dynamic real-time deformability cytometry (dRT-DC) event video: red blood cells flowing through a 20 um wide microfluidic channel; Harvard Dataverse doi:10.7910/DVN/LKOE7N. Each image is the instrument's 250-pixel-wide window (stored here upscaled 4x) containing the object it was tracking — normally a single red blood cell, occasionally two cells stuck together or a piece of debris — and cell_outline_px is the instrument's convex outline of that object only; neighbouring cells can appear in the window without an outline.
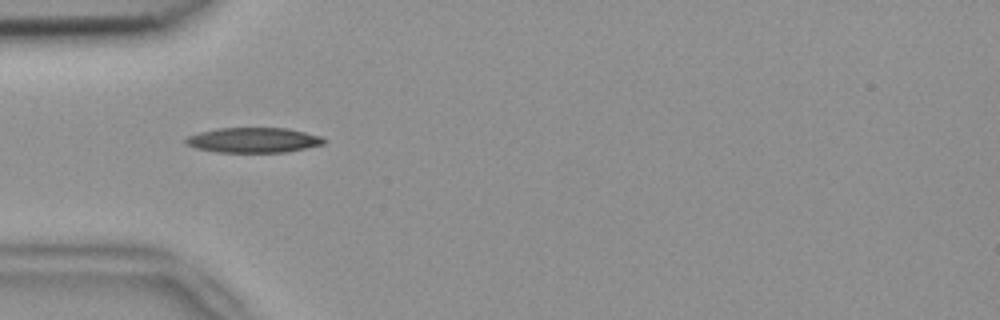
{"species": "common noctule bat (a hibernating species)", "species_latin": "Nyctalus noctula", "temperature_condition": "room temperature", "stored_images_in_passage": 37, "camera_frame_rate_fps": 3000, "um_per_image_px": 0.085, "animal": {"sex": "female", "body_mass_g": 18.4}, "frame": {"image": 1, "passage_image": 1, "time_ms": 0.0, "image_size_px": [1000, 320], "cell_outline_px": [[328, 140], [324, 144], [288, 152], [216, 152], [196, 148], [184, 144], [184, 140], [188, 136], [200, 132], [216, 128], [288, 128], [320, 136]], "centroid_in_image_um": [21.54, 11.91], "position_along_channel_um": 63.5, "area_um2": 20.29}}
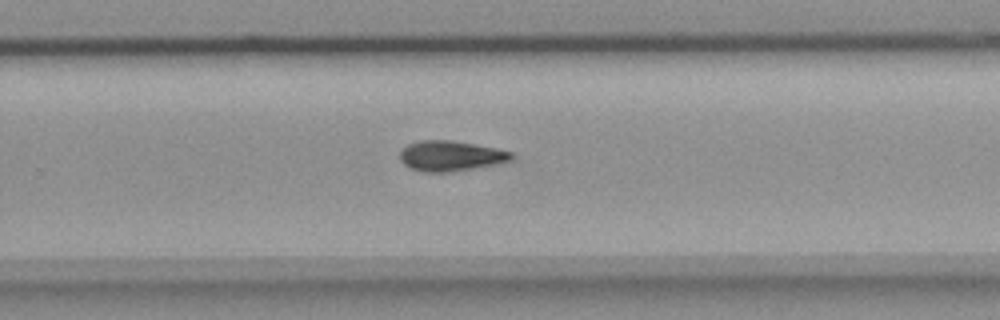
{"frame": {"image": 2, "passage_image": 19, "time_ms": 6.0, "image_size_px": [1000, 320], "cell_outline_px": [[512, 160], [496, 164], [448, 172], [420, 172], [408, 168], [400, 160], [400, 148], [408, 144], [420, 140], [452, 140], [496, 148], [512, 152]], "centroid_in_image_um": [38.24, 13.25], "position_along_channel_um": 291.6, "area_um2": 19.77}}
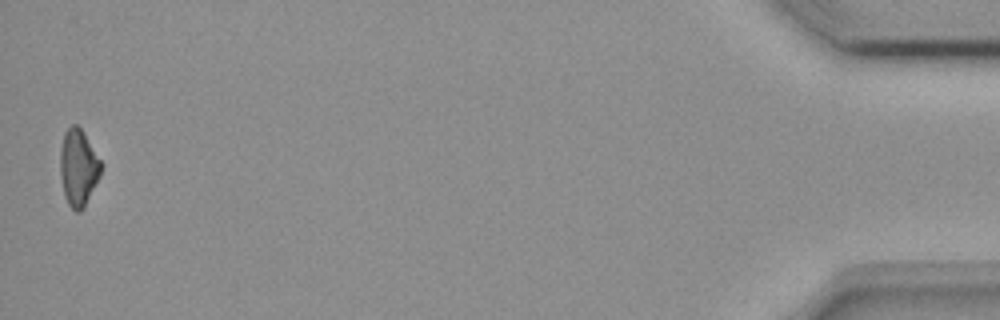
{"frame": {"image": 3, "passage_image": 37, "time_ms": 12.0, "image_size_px": [1000, 320], "cell_outline_px": [[104, 164], [100, 176], [84, 208], [80, 212], [76, 212], [68, 204], [64, 196], [60, 176], [60, 148], [64, 132], [72, 124], [76, 124], [80, 128]], "centroid_in_image_um": [6.66, 14.26], "position_along_channel_um": 428.5, "area_um2": 18.5}, "authors_computed_cell_mechanics": {"area_um2": 19.4208, "velocity_mm_per_s": 3.8369, "shape_relaxation_time_tau1_ms": 7.8661, "shape_relaxation_time_tau2_ms": null, "deformation_change_tau1": 0.1923, "deformation_change_tau2": null}}